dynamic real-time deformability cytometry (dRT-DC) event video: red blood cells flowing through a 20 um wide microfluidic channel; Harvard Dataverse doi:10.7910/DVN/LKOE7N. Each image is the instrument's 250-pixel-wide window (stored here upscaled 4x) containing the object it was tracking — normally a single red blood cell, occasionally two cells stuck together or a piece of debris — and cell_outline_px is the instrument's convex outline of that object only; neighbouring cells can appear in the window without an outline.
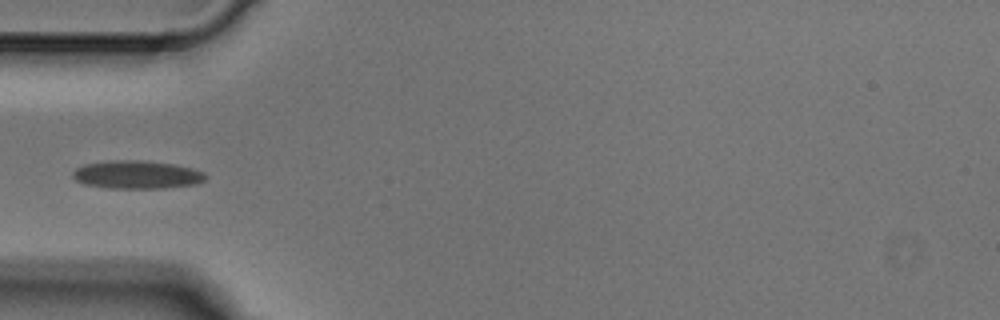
{"species": "Egyptian fruit bat (a non-hibernating species)", "species_latin": "Rousettus aegyptiacus", "temperature_condition": "cold", "stored_images_in_passage": 1, "camera_frame_rate_fps": 3000, "um_per_image_px": 0.085, "animal": {"sex": "male"}, "frame": {"image": 1, "passage_image": 1, "time_ms": 0.0, "image_size_px": [1000, 320], "cell_outline_px": [[208, 176], [204, 180], [196, 184], [164, 188], [108, 188], [84, 184], [76, 180], [72, 176], [72, 172], [76, 168], [84, 164], [112, 160], [140, 160], [176, 164], [192, 168], [204, 172]], "centroid_in_image_um": [11.64, 14.84], "position_along_channel_um": 73.4, "area_um2": 21.91}}